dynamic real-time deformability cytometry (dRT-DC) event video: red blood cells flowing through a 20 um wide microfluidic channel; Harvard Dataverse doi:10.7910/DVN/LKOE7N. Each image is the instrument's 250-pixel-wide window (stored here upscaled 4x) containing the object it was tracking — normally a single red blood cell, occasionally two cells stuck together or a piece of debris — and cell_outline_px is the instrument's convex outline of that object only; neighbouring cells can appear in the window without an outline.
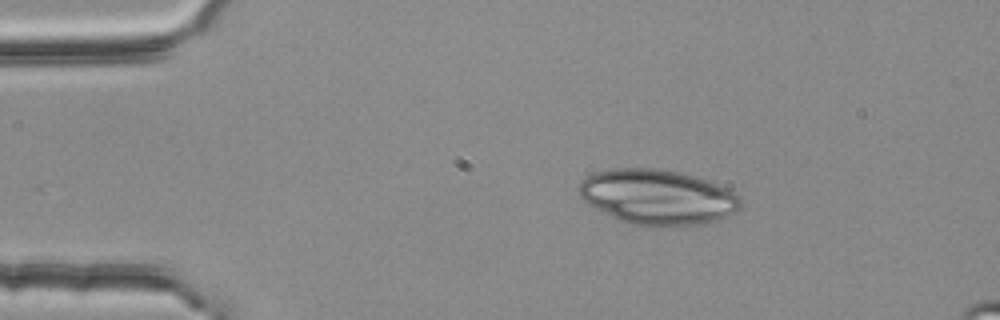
{"species": "common noctule bat (a hibernating species)", "species_latin": "Nyctalus noctula", "temperature_condition": "room temperature", "stored_images_in_passage": 38, "camera_frame_rate_fps": 3000, "um_per_image_px": 0.085, "animal": {"sex": "female", "body_mass_g": 25.1}, "frame": {"image": 1, "passage_image": 1, "time_ms": 0.0, "image_size_px": [1000, 320], "cell_outline_px": [[740, 208], [736, 212], [728, 216], [704, 224], [632, 224], [620, 220], [588, 204], [580, 196], [576, 188], [588, 176], [596, 172], [612, 168], [656, 168], [680, 172], [708, 180], [728, 188], [736, 192], [740, 196]], "centroid_in_image_um": [55.92, 16.71], "position_along_channel_um": 29.1, "area_um2": 51.33}}
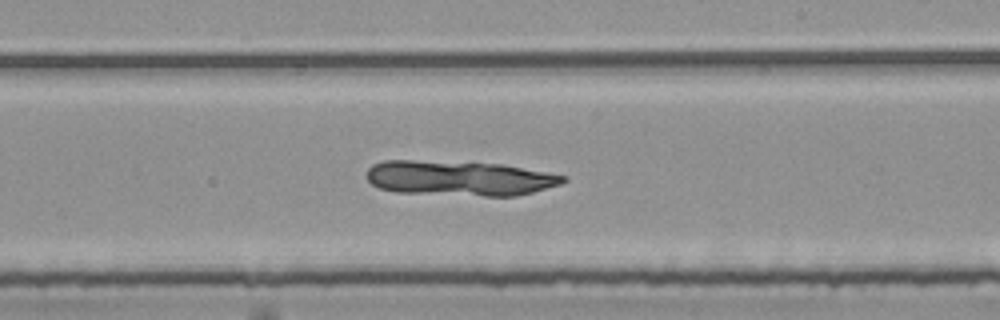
{"frame": {"image": 2, "passage_image": 23, "time_ms": 7.333, "image_size_px": [1000, 320], "cell_outline_px": [[568, 180], [560, 184], [532, 192], [516, 196], [484, 196], [396, 192], [380, 188], [372, 184], [364, 176], [368, 168], [372, 164], [384, 160], [412, 160], [504, 164], [568, 176]], "centroid_in_image_um": [39.03, 15.14], "position_along_channel_um": 250.0, "area_um2": 40.29}}
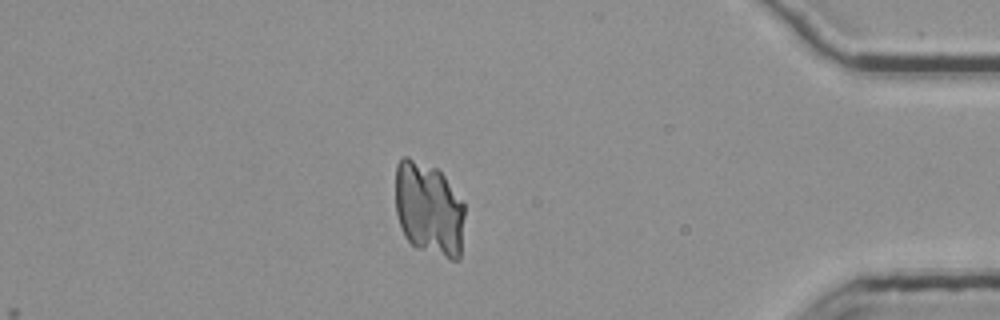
{"frame": {"image": 3, "passage_image": 38, "time_ms": 12.333, "image_size_px": [1000, 320], "cell_outline_px": [[464, 216], [460, 260], [452, 260], [416, 248], [404, 236], [396, 212], [396, 164], [404, 156], [408, 156], [436, 168], [444, 176], [464, 204]], "centroid_in_image_um": [36.45, 17.78], "position_along_channel_um": 398.8, "area_um2": 37.97}}